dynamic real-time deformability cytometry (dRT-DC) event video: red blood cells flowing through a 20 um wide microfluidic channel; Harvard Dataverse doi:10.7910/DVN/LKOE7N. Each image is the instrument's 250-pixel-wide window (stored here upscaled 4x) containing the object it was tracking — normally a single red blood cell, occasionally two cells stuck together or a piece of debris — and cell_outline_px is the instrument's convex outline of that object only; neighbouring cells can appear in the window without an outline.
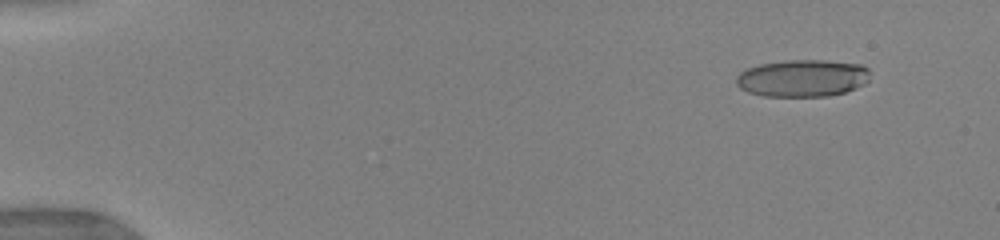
{"species": "human", "species_latin": "Homo sapiens", "temperature_condition": "warm", "stored_images_in_passage": 23, "camera_frame_rate_fps": 3000, "um_per_image_px": 0.085, "donor": {"sex": "female"}, "frame": {"image": 1, "passage_image": 1, "time_ms": 0.0, "image_size_px": [1000, 240], "cell_outline_px": [[868, 80], [864, 84], [856, 88], [844, 92], [828, 96], [764, 96], [748, 92], [740, 88], [736, 84], [736, 76], [740, 72], [748, 68], [760, 64], [784, 60], [824, 60], [860, 64], [868, 68]], "centroid_in_image_um": [68.19, 6.64], "position_along_channel_um": 16.8, "area_um2": 29.02}}
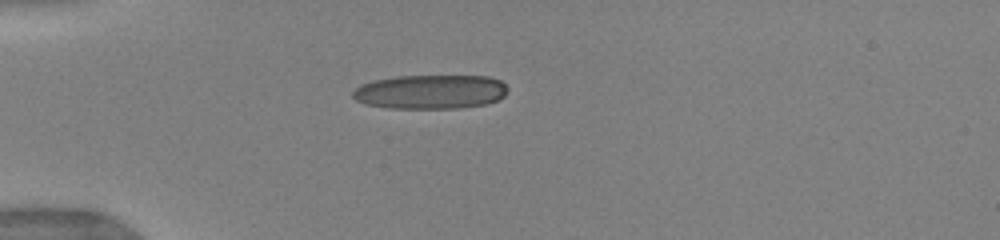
{"frame": {"image": 2, "passage_image": 8, "time_ms": 3.333, "image_size_px": [1000, 240], "cell_outline_px": [[508, 92], [500, 100], [484, 104], [460, 108], [388, 108], [364, 104], [356, 100], [352, 96], [352, 92], [360, 84], [372, 80], [396, 76], [488, 76], [500, 80], [508, 88]], "centroid_in_image_um": [36.58, 7.8], "position_along_channel_um": 48.4, "area_um2": 31.15}}
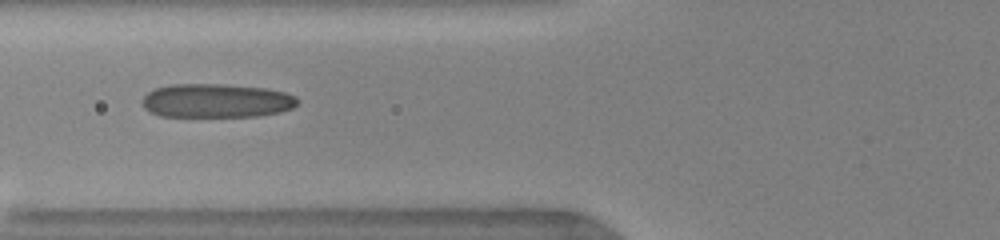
{"frame": {"image": 3, "passage_image": 13, "time_ms": 5.333, "image_size_px": [1000, 240], "cell_outline_px": [[300, 100], [292, 108], [280, 112], [256, 116], [160, 116], [148, 112], [144, 108], [140, 100], [148, 92], [156, 88], [172, 84], [220, 84], [264, 88], [284, 92], [296, 96]], "centroid_in_image_um": [18.36, 8.56], "position_along_channel_um": 107.4, "area_um2": 30.69}}